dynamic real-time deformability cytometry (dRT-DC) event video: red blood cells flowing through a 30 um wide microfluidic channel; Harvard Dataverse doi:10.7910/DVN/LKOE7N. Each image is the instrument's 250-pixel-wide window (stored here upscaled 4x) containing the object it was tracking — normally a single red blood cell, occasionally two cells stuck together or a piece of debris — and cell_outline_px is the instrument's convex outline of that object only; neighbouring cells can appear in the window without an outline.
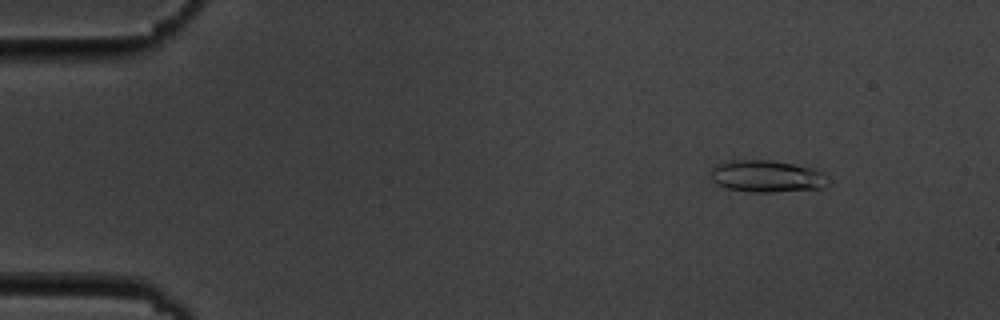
{"species": "common noctule bat (a hibernating species)", "species_latin": "Nyctalus noctula", "temperature_condition": "cold", "stored_images_in_passage": 4, "camera_frame_rate_fps": 3000, "um_per_image_px": 0.085, "animal": {"sex": "male", "body_mass_g": 19.5, "forearm_length_mm": 54.6}, "frame": {"image": 1, "passage_image": 2, "time_ms": 1.0, "image_size_px": [1000, 320], "cell_outline_px": [[832, 180], [824, 188], [772, 192], [752, 192], [724, 188], [716, 184], [712, 180], [712, 168], [728, 160], [768, 160], [816, 168], [824, 172]], "centroid_in_image_um": [65.25, 14.99], "position_along_channel_um": 19.7, "area_um2": 22.14}}